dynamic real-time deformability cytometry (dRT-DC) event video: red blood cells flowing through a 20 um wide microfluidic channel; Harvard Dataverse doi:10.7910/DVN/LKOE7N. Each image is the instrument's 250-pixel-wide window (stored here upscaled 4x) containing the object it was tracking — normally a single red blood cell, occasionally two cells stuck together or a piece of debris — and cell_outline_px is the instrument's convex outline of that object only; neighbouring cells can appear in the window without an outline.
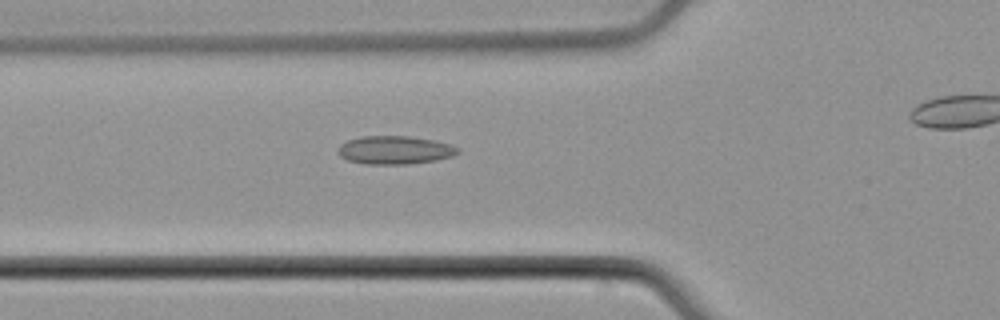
{"species": "common noctule bat (a hibernating species)", "species_latin": "Nyctalus noctula", "temperature_condition": "cold", "stored_images_in_passage": 45, "camera_frame_rate_fps": 3000, "um_per_image_px": 0.085, "animal": {"sex": "male", "body_mass_g": 21.5, "forearm_length_mm": 52.0}, "frame": {"image": 1, "passage_image": 20, "time_ms": 6.333, "image_size_px": [1000, 320], "cell_outline_px": [[460, 152], [452, 156], [436, 160], [408, 164], [364, 164], [348, 160], [340, 156], [340, 144], [348, 140], [360, 136], [408, 136], [436, 140], [460, 148]], "centroid_in_image_um": [33.58, 12.75], "position_along_channel_um": 92.2, "area_um2": 19.71}}
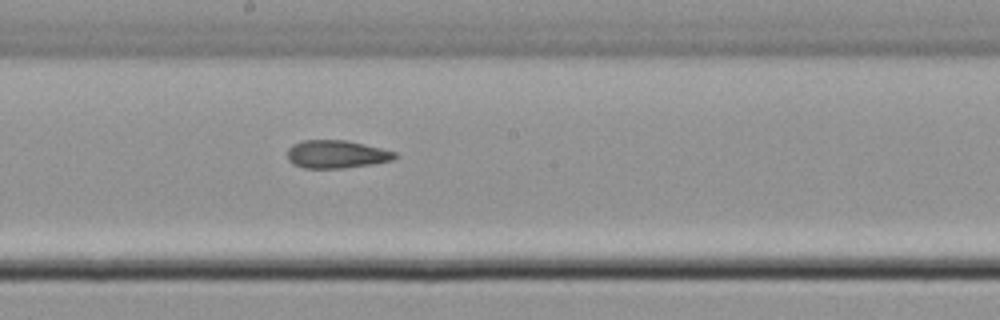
{"frame": {"image": 2, "passage_image": 30, "time_ms": 9.667, "image_size_px": [1000, 320], "cell_outline_px": [[400, 156], [392, 160], [372, 164], [340, 168], [304, 168], [292, 164], [288, 160], [288, 148], [292, 144], [304, 140], [348, 140], [396, 152]], "centroid_in_image_um": [28.59, 13.11], "position_along_channel_um": 219.6, "area_um2": 17.57}}
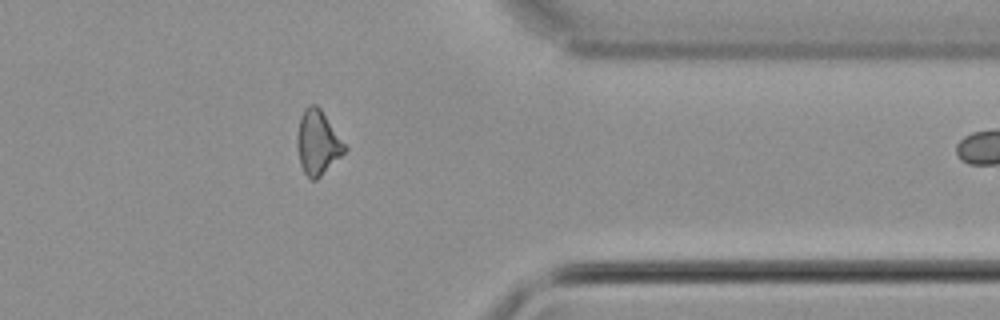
{"frame": {"image": 3, "passage_image": 44, "time_ms": 14.333, "image_size_px": [1000, 320], "cell_outline_px": [[348, 148], [316, 180], [312, 180], [304, 172], [300, 164], [296, 144], [296, 136], [300, 116], [304, 108], [308, 104], [316, 104], [320, 108]], "centroid_in_image_um": [26.97, 12.08], "position_along_channel_um": 384.4, "area_um2": 17.69}}